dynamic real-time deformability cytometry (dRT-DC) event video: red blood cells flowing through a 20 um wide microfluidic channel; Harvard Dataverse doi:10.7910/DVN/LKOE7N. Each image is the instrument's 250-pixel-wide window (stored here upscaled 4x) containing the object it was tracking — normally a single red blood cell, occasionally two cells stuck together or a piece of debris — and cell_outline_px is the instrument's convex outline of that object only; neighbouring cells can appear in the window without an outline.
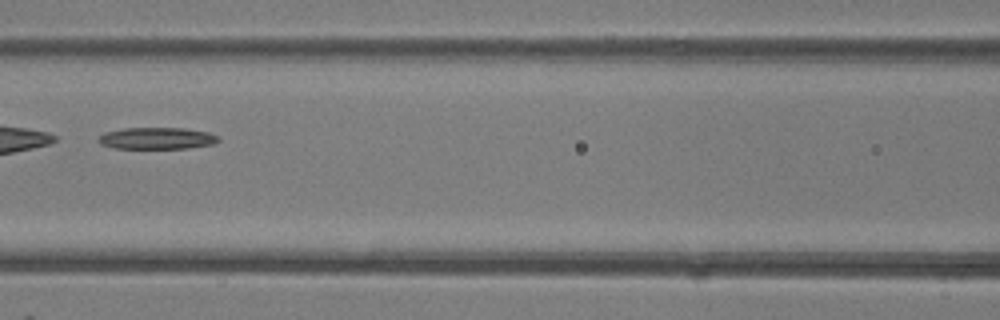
{"species": "common noctule bat (a hibernating species)", "species_latin": "Nyctalus noctula", "temperature_condition": "room temperature", "stored_images_in_passage": 31, "camera_frame_rate_fps": 3000, "um_per_image_px": 0.085, "animal": {"sex": "female"}, "frame": {"image": 1, "passage_image": 9, "time_ms": 2.667, "image_size_px": [1000, 320], "cell_outline_px": [[220, 140], [216, 144], [188, 148], [116, 148], [100, 144], [96, 140], [104, 132], [124, 128], [184, 128], [208, 132], [216, 136]], "centroid_in_image_um": [13.33, 11.75], "position_along_channel_um": 153.3, "area_um2": 15.2}}